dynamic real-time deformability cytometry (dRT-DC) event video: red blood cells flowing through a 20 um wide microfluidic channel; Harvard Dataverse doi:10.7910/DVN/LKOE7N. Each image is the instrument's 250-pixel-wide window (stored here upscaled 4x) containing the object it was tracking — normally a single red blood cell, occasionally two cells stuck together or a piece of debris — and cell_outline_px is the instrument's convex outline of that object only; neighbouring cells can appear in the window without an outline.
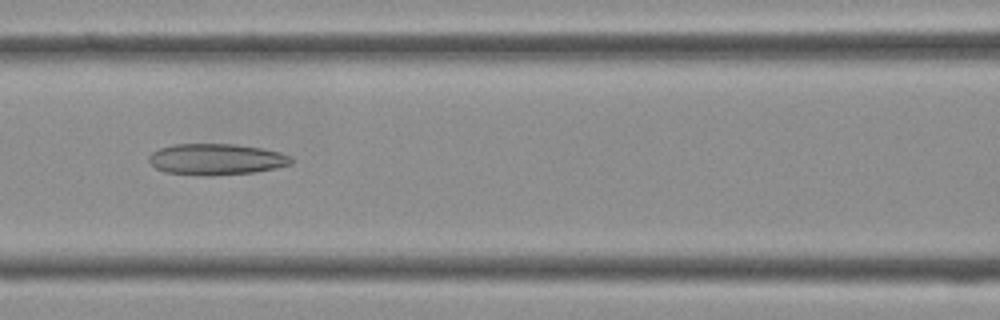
{"species": "Egyptian fruit bat (a non-hibernating species)", "species_latin": "Rousettus aegyptiacus", "temperature_condition": "cold", "stored_images_in_passage": 36, "camera_frame_rate_fps": 3000, "um_per_image_px": 0.085, "frame": {"image": 1, "passage_image": 13, "time_ms": 4.0, "image_size_px": [1000, 320], "cell_outline_px": [[292, 164], [276, 168], [252, 172], [212, 176], [204, 176], [164, 172], [156, 168], [148, 160], [148, 156], [152, 152], [160, 148], [176, 144], [232, 144], [260, 148], [280, 152], [288, 156], [292, 160]], "centroid_in_image_um": [18.35, 13.55], "position_along_channel_um": 148.3, "area_um2": 25.78}}
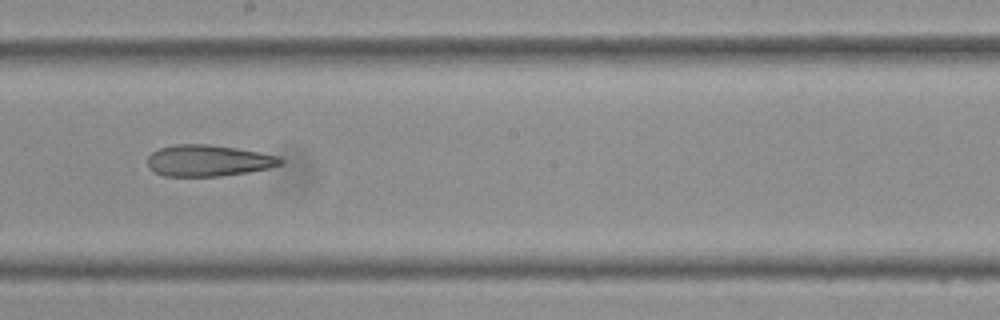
{"frame": {"image": 2, "passage_image": 18, "time_ms": 5.667, "image_size_px": [1000, 320], "cell_outline_px": [[284, 164], [268, 168], [248, 172], [220, 176], [164, 176], [148, 168], [148, 156], [152, 152], [160, 148], [176, 144], [208, 144], [236, 148], [260, 152], [280, 156], [284, 160]], "centroid_in_image_um": [17.73, 13.65], "position_along_channel_um": 230.5, "area_um2": 24.39}}
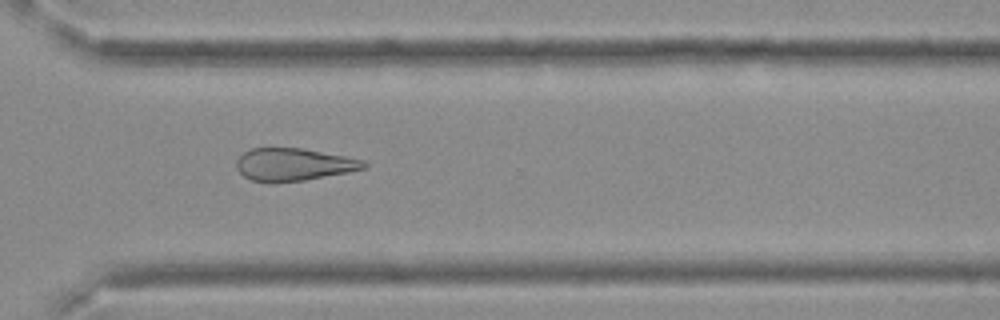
{"frame": {"image": 3, "passage_image": 25, "time_ms": 8.0, "image_size_px": [1000, 320], "cell_outline_px": [[368, 164], [364, 168], [348, 172], [304, 180], [252, 180], [244, 176], [236, 168], [236, 160], [244, 152], [252, 148], [304, 148], [364, 160]], "centroid_in_image_um": [24.97, 13.95], "position_along_channel_um": 345.6, "area_um2": 23.52}}